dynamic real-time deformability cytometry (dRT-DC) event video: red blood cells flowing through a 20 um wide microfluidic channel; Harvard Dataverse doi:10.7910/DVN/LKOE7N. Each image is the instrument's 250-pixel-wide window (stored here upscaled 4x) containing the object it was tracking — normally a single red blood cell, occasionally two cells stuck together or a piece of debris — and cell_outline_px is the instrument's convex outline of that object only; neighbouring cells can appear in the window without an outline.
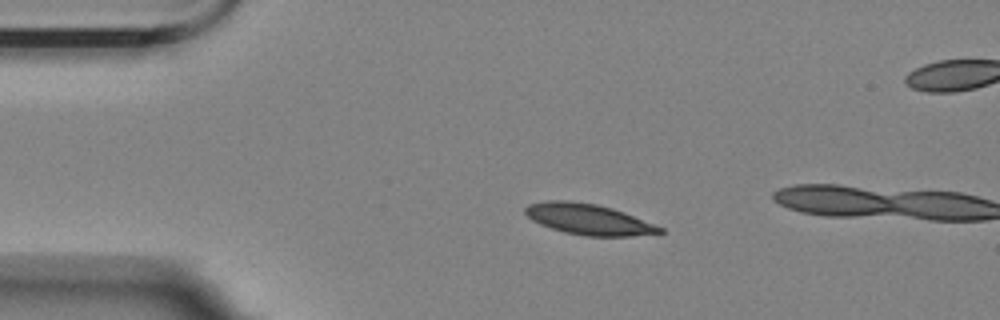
{"species": "Egyptian fruit bat (a non-hibernating species)", "species_latin": "Rousettus aegyptiacus", "temperature_condition": "room temperature", "stored_images_in_passage": 4, "camera_frame_rate_fps": 3000, "um_per_image_px": 0.085, "animal": {"sex": "female"}, "frame": {"image": 1, "passage_image": 3, "time_ms": 2.333, "image_size_px": [1000, 320], "cell_outline_px": [[664, 232], [632, 236], [584, 236], [564, 232], [540, 224], [532, 220], [524, 212], [524, 208], [528, 204], [544, 200], [568, 200], [596, 204], [612, 208], [624, 212], [664, 228]], "centroid_in_image_um": [50.0, 18.63], "position_along_channel_um": 35.0, "area_um2": 24.16}}